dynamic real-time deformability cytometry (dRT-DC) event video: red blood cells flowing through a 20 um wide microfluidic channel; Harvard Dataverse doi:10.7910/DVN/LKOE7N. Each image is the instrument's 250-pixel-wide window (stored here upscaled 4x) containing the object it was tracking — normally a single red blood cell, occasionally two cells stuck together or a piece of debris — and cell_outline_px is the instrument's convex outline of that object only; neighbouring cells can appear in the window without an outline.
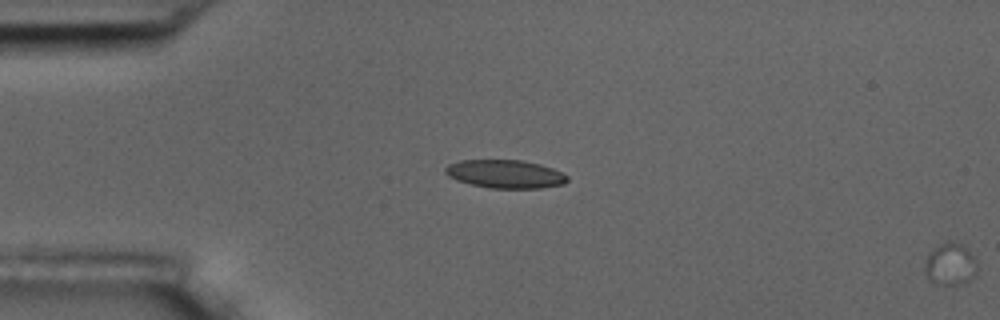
{"species": "common noctule bat (a hibernating species)", "species_latin": "Nyctalus noctula", "temperature_condition": "room temperature", "stored_images_in_passage": 13, "segment_of_instrument_passage": [2, 2], "camera_frame_rate_fps": 3000, "um_per_image_px": 0.085, "animal": {"sex": "male", "body_mass_g": 17.5, "forearm_length_mm": 52.3}, "frame": {"image": 1, "passage_image": 13, "time_ms": 4.0, "image_size_px": [1000, 320], "cell_outline_px": [[976, 276], [964, 284], [936, 284], [928, 280], [924, 272], [924, 268], [928, 252], [940, 244], [952, 240], [964, 244], [976, 260]], "centroid_in_image_um": [80.77, 22.45], "position_along_channel_um": 4.2, "area_um2": 13.18}}